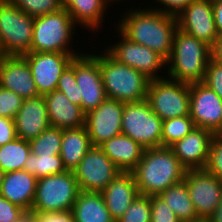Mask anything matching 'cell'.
Returning a JSON list of instances; mask_svg holds the SVG:
<instances>
[{"label":"cell","mask_w":222,"mask_h":222,"mask_svg":"<svg viewBox=\"0 0 222 222\" xmlns=\"http://www.w3.org/2000/svg\"><path fill=\"white\" fill-rule=\"evenodd\" d=\"M213 17L218 35H222V0H212Z\"/></svg>","instance_id":"obj_44"},{"label":"cell","mask_w":222,"mask_h":222,"mask_svg":"<svg viewBox=\"0 0 222 222\" xmlns=\"http://www.w3.org/2000/svg\"><path fill=\"white\" fill-rule=\"evenodd\" d=\"M24 170L37 179L66 171L60 155L36 156L33 153L28 156Z\"/></svg>","instance_id":"obj_30"},{"label":"cell","mask_w":222,"mask_h":222,"mask_svg":"<svg viewBox=\"0 0 222 222\" xmlns=\"http://www.w3.org/2000/svg\"><path fill=\"white\" fill-rule=\"evenodd\" d=\"M76 53L29 52L22 57L27 61L39 95L56 90L59 78L71 64Z\"/></svg>","instance_id":"obj_11"},{"label":"cell","mask_w":222,"mask_h":222,"mask_svg":"<svg viewBox=\"0 0 222 222\" xmlns=\"http://www.w3.org/2000/svg\"><path fill=\"white\" fill-rule=\"evenodd\" d=\"M186 168L170 147L144 149L137 167L132 171L139 194L159 195L184 180Z\"/></svg>","instance_id":"obj_2"},{"label":"cell","mask_w":222,"mask_h":222,"mask_svg":"<svg viewBox=\"0 0 222 222\" xmlns=\"http://www.w3.org/2000/svg\"><path fill=\"white\" fill-rule=\"evenodd\" d=\"M101 77L107 98L123 103L146 99L150 79L114 59L106 50L98 55Z\"/></svg>","instance_id":"obj_4"},{"label":"cell","mask_w":222,"mask_h":222,"mask_svg":"<svg viewBox=\"0 0 222 222\" xmlns=\"http://www.w3.org/2000/svg\"><path fill=\"white\" fill-rule=\"evenodd\" d=\"M14 123L16 136L26 141L37 138L50 127L44 96L24 99Z\"/></svg>","instance_id":"obj_20"},{"label":"cell","mask_w":222,"mask_h":222,"mask_svg":"<svg viewBox=\"0 0 222 222\" xmlns=\"http://www.w3.org/2000/svg\"><path fill=\"white\" fill-rule=\"evenodd\" d=\"M124 104L115 99L106 98L97 108L85 115V127L92 146H100L122 133L121 119Z\"/></svg>","instance_id":"obj_16"},{"label":"cell","mask_w":222,"mask_h":222,"mask_svg":"<svg viewBox=\"0 0 222 222\" xmlns=\"http://www.w3.org/2000/svg\"><path fill=\"white\" fill-rule=\"evenodd\" d=\"M106 5L111 6L107 0H72L65 9L75 24L95 32L102 26Z\"/></svg>","instance_id":"obj_27"},{"label":"cell","mask_w":222,"mask_h":222,"mask_svg":"<svg viewBox=\"0 0 222 222\" xmlns=\"http://www.w3.org/2000/svg\"><path fill=\"white\" fill-rule=\"evenodd\" d=\"M146 100L162 120L190 115L189 84L167 79L150 80Z\"/></svg>","instance_id":"obj_8"},{"label":"cell","mask_w":222,"mask_h":222,"mask_svg":"<svg viewBox=\"0 0 222 222\" xmlns=\"http://www.w3.org/2000/svg\"><path fill=\"white\" fill-rule=\"evenodd\" d=\"M210 222H222V198L214 213L209 217Z\"/></svg>","instance_id":"obj_46"},{"label":"cell","mask_w":222,"mask_h":222,"mask_svg":"<svg viewBox=\"0 0 222 222\" xmlns=\"http://www.w3.org/2000/svg\"><path fill=\"white\" fill-rule=\"evenodd\" d=\"M34 17L10 0H0V56H22L31 52Z\"/></svg>","instance_id":"obj_5"},{"label":"cell","mask_w":222,"mask_h":222,"mask_svg":"<svg viewBox=\"0 0 222 222\" xmlns=\"http://www.w3.org/2000/svg\"><path fill=\"white\" fill-rule=\"evenodd\" d=\"M30 153L29 141L16 137L13 141L0 146V169L5 173L24 170Z\"/></svg>","instance_id":"obj_29"},{"label":"cell","mask_w":222,"mask_h":222,"mask_svg":"<svg viewBox=\"0 0 222 222\" xmlns=\"http://www.w3.org/2000/svg\"><path fill=\"white\" fill-rule=\"evenodd\" d=\"M194 128L196 126L190 115L164 120L162 123L161 146H172L189 134Z\"/></svg>","instance_id":"obj_31"},{"label":"cell","mask_w":222,"mask_h":222,"mask_svg":"<svg viewBox=\"0 0 222 222\" xmlns=\"http://www.w3.org/2000/svg\"><path fill=\"white\" fill-rule=\"evenodd\" d=\"M16 137L14 120L0 117V146L13 141Z\"/></svg>","instance_id":"obj_43"},{"label":"cell","mask_w":222,"mask_h":222,"mask_svg":"<svg viewBox=\"0 0 222 222\" xmlns=\"http://www.w3.org/2000/svg\"><path fill=\"white\" fill-rule=\"evenodd\" d=\"M23 98L0 86V117L13 119L22 106Z\"/></svg>","instance_id":"obj_37"},{"label":"cell","mask_w":222,"mask_h":222,"mask_svg":"<svg viewBox=\"0 0 222 222\" xmlns=\"http://www.w3.org/2000/svg\"><path fill=\"white\" fill-rule=\"evenodd\" d=\"M75 26L77 25L65 8L35 17L31 52L75 53L69 47Z\"/></svg>","instance_id":"obj_6"},{"label":"cell","mask_w":222,"mask_h":222,"mask_svg":"<svg viewBox=\"0 0 222 222\" xmlns=\"http://www.w3.org/2000/svg\"><path fill=\"white\" fill-rule=\"evenodd\" d=\"M109 3H112V1L113 2H116V0L114 1V0H107ZM117 1H119V0H117Z\"/></svg>","instance_id":"obj_51"},{"label":"cell","mask_w":222,"mask_h":222,"mask_svg":"<svg viewBox=\"0 0 222 222\" xmlns=\"http://www.w3.org/2000/svg\"><path fill=\"white\" fill-rule=\"evenodd\" d=\"M151 222H181L158 195L151 196Z\"/></svg>","instance_id":"obj_38"},{"label":"cell","mask_w":222,"mask_h":222,"mask_svg":"<svg viewBox=\"0 0 222 222\" xmlns=\"http://www.w3.org/2000/svg\"><path fill=\"white\" fill-rule=\"evenodd\" d=\"M162 123L146 99L124 104L121 119L122 133L143 148L161 146Z\"/></svg>","instance_id":"obj_9"},{"label":"cell","mask_w":222,"mask_h":222,"mask_svg":"<svg viewBox=\"0 0 222 222\" xmlns=\"http://www.w3.org/2000/svg\"><path fill=\"white\" fill-rule=\"evenodd\" d=\"M203 83L222 99V66L210 60L206 67Z\"/></svg>","instance_id":"obj_39"},{"label":"cell","mask_w":222,"mask_h":222,"mask_svg":"<svg viewBox=\"0 0 222 222\" xmlns=\"http://www.w3.org/2000/svg\"><path fill=\"white\" fill-rule=\"evenodd\" d=\"M190 118L196 127L222 133V99L203 82L189 84Z\"/></svg>","instance_id":"obj_15"},{"label":"cell","mask_w":222,"mask_h":222,"mask_svg":"<svg viewBox=\"0 0 222 222\" xmlns=\"http://www.w3.org/2000/svg\"><path fill=\"white\" fill-rule=\"evenodd\" d=\"M34 222H75L71 210L63 212H34Z\"/></svg>","instance_id":"obj_41"},{"label":"cell","mask_w":222,"mask_h":222,"mask_svg":"<svg viewBox=\"0 0 222 222\" xmlns=\"http://www.w3.org/2000/svg\"><path fill=\"white\" fill-rule=\"evenodd\" d=\"M37 178L25 170L5 173L0 195L10 202L31 210L35 198Z\"/></svg>","instance_id":"obj_23"},{"label":"cell","mask_w":222,"mask_h":222,"mask_svg":"<svg viewBox=\"0 0 222 222\" xmlns=\"http://www.w3.org/2000/svg\"><path fill=\"white\" fill-rule=\"evenodd\" d=\"M91 147L85 126L63 129L60 156L66 171H74Z\"/></svg>","instance_id":"obj_25"},{"label":"cell","mask_w":222,"mask_h":222,"mask_svg":"<svg viewBox=\"0 0 222 222\" xmlns=\"http://www.w3.org/2000/svg\"><path fill=\"white\" fill-rule=\"evenodd\" d=\"M25 210L0 195V222H15Z\"/></svg>","instance_id":"obj_40"},{"label":"cell","mask_w":222,"mask_h":222,"mask_svg":"<svg viewBox=\"0 0 222 222\" xmlns=\"http://www.w3.org/2000/svg\"><path fill=\"white\" fill-rule=\"evenodd\" d=\"M178 29L212 46L219 36L216 30L212 0H192L178 16Z\"/></svg>","instance_id":"obj_17"},{"label":"cell","mask_w":222,"mask_h":222,"mask_svg":"<svg viewBox=\"0 0 222 222\" xmlns=\"http://www.w3.org/2000/svg\"><path fill=\"white\" fill-rule=\"evenodd\" d=\"M101 193L106 207L115 221L123 216L139 195L132 172H120Z\"/></svg>","instance_id":"obj_21"},{"label":"cell","mask_w":222,"mask_h":222,"mask_svg":"<svg viewBox=\"0 0 222 222\" xmlns=\"http://www.w3.org/2000/svg\"><path fill=\"white\" fill-rule=\"evenodd\" d=\"M75 79L80 89L81 109L87 114L106 98L97 54L75 56Z\"/></svg>","instance_id":"obj_13"},{"label":"cell","mask_w":222,"mask_h":222,"mask_svg":"<svg viewBox=\"0 0 222 222\" xmlns=\"http://www.w3.org/2000/svg\"><path fill=\"white\" fill-rule=\"evenodd\" d=\"M120 172L99 146H92L73 171L84 192H102Z\"/></svg>","instance_id":"obj_10"},{"label":"cell","mask_w":222,"mask_h":222,"mask_svg":"<svg viewBox=\"0 0 222 222\" xmlns=\"http://www.w3.org/2000/svg\"><path fill=\"white\" fill-rule=\"evenodd\" d=\"M211 60V46L177 29L170 57L166 60L169 79L193 84L203 82Z\"/></svg>","instance_id":"obj_3"},{"label":"cell","mask_w":222,"mask_h":222,"mask_svg":"<svg viewBox=\"0 0 222 222\" xmlns=\"http://www.w3.org/2000/svg\"><path fill=\"white\" fill-rule=\"evenodd\" d=\"M48 118L52 127L70 129L85 126V113L79 105L72 103L68 97L54 90L44 95Z\"/></svg>","instance_id":"obj_22"},{"label":"cell","mask_w":222,"mask_h":222,"mask_svg":"<svg viewBox=\"0 0 222 222\" xmlns=\"http://www.w3.org/2000/svg\"><path fill=\"white\" fill-rule=\"evenodd\" d=\"M163 5L164 7L152 8L154 10L163 12L171 16H178L187 6L191 3L192 0H156ZM159 8V9H158Z\"/></svg>","instance_id":"obj_42"},{"label":"cell","mask_w":222,"mask_h":222,"mask_svg":"<svg viewBox=\"0 0 222 222\" xmlns=\"http://www.w3.org/2000/svg\"><path fill=\"white\" fill-rule=\"evenodd\" d=\"M117 31L121 40L106 48V51L117 61L136 69L150 80L163 79L158 72L166 67V59L156 51L130 41L119 30Z\"/></svg>","instance_id":"obj_12"},{"label":"cell","mask_w":222,"mask_h":222,"mask_svg":"<svg viewBox=\"0 0 222 222\" xmlns=\"http://www.w3.org/2000/svg\"><path fill=\"white\" fill-rule=\"evenodd\" d=\"M184 222H210L209 218H197L195 220H189V221H184Z\"/></svg>","instance_id":"obj_48"},{"label":"cell","mask_w":222,"mask_h":222,"mask_svg":"<svg viewBox=\"0 0 222 222\" xmlns=\"http://www.w3.org/2000/svg\"><path fill=\"white\" fill-rule=\"evenodd\" d=\"M0 86L23 99L39 96L30 67L22 56H0Z\"/></svg>","instance_id":"obj_19"},{"label":"cell","mask_w":222,"mask_h":222,"mask_svg":"<svg viewBox=\"0 0 222 222\" xmlns=\"http://www.w3.org/2000/svg\"><path fill=\"white\" fill-rule=\"evenodd\" d=\"M15 222H34V212L25 210Z\"/></svg>","instance_id":"obj_47"},{"label":"cell","mask_w":222,"mask_h":222,"mask_svg":"<svg viewBox=\"0 0 222 222\" xmlns=\"http://www.w3.org/2000/svg\"><path fill=\"white\" fill-rule=\"evenodd\" d=\"M213 136L210 130L196 127L170 148L186 170L204 169Z\"/></svg>","instance_id":"obj_18"},{"label":"cell","mask_w":222,"mask_h":222,"mask_svg":"<svg viewBox=\"0 0 222 222\" xmlns=\"http://www.w3.org/2000/svg\"><path fill=\"white\" fill-rule=\"evenodd\" d=\"M183 181L198 217L209 218L222 198V180L205 169H196L187 170Z\"/></svg>","instance_id":"obj_14"},{"label":"cell","mask_w":222,"mask_h":222,"mask_svg":"<svg viewBox=\"0 0 222 222\" xmlns=\"http://www.w3.org/2000/svg\"><path fill=\"white\" fill-rule=\"evenodd\" d=\"M71 211L75 222H116L101 192L80 191Z\"/></svg>","instance_id":"obj_26"},{"label":"cell","mask_w":222,"mask_h":222,"mask_svg":"<svg viewBox=\"0 0 222 222\" xmlns=\"http://www.w3.org/2000/svg\"><path fill=\"white\" fill-rule=\"evenodd\" d=\"M72 0H60V3L63 8H65Z\"/></svg>","instance_id":"obj_50"},{"label":"cell","mask_w":222,"mask_h":222,"mask_svg":"<svg viewBox=\"0 0 222 222\" xmlns=\"http://www.w3.org/2000/svg\"><path fill=\"white\" fill-rule=\"evenodd\" d=\"M4 176H5V172L0 169V189L4 180Z\"/></svg>","instance_id":"obj_49"},{"label":"cell","mask_w":222,"mask_h":222,"mask_svg":"<svg viewBox=\"0 0 222 222\" xmlns=\"http://www.w3.org/2000/svg\"><path fill=\"white\" fill-rule=\"evenodd\" d=\"M31 17L55 13L63 9L60 0H10Z\"/></svg>","instance_id":"obj_34"},{"label":"cell","mask_w":222,"mask_h":222,"mask_svg":"<svg viewBox=\"0 0 222 222\" xmlns=\"http://www.w3.org/2000/svg\"><path fill=\"white\" fill-rule=\"evenodd\" d=\"M140 9H129L118 21V30L130 41L156 51L167 60L178 29L176 17L151 8Z\"/></svg>","instance_id":"obj_1"},{"label":"cell","mask_w":222,"mask_h":222,"mask_svg":"<svg viewBox=\"0 0 222 222\" xmlns=\"http://www.w3.org/2000/svg\"><path fill=\"white\" fill-rule=\"evenodd\" d=\"M116 222H151V196L137 195L123 216Z\"/></svg>","instance_id":"obj_33"},{"label":"cell","mask_w":222,"mask_h":222,"mask_svg":"<svg viewBox=\"0 0 222 222\" xmlns=\"http://www.w3.org/2000/svg\"><path fill=\"white\" fill-rule=\"evenodd\" d=\"M80 192L73 171L41 177L37 180L33 212H63L72 210Z\"/></svg>","instance_id":"obj_7"},{"label":"cell","mask_w":222,"mask_h":222,"mask_svg":"<svg viewBox=\"0 0 222 222\" xmlns=\"http://www.w3.org/2000/svg\"><path fill=\"white\" fill-rule=\"evenodd\" d=\"M56 90L64 93L72 103L81 107L82 97L75 79V57L59 78Z\"/></svg>","instance_id":"obj_35"},{"label":"cell","mask_w":222,"mask_h":222,"mask_svg":"<svg viewBox=\"0 0 222 222\" xmlns=\"http://www.w3.org/2000/svg\"><path fill=\"white\" fill-rule=\"evenodd\" d=\"M211 60L222 66V35H219L211 46Z\"/></svg>","instance_id":"obj_45"},{"label":"cell","mask_w":222,"mask_h":222,"mask_svg":"<svg viewBox=\"0 0 222 222\" xmlns=\"http://www.w3.org/2000/svg\"><path fill=\"white\" fill-rule=\"evenodd\" d=\"M204 169L222 180V133L214 134L210 143L208 161Z\"/></svg>","instance_id":"obj_36"},{"label":"cell","mask_w":222,"mask_h":222,"mask_svg":"<svg viewBox=\"0 0 222 222\" xmlns=\"http://www.w3.org/2000/svg\"><path fill=\"white\" fill-rule=\"evenodd\" d=\"M158 196L169 205V209L176 214L181 222L199 218L184 181L170 186Z\"/></svg>","instance_id":"obj_28"},{"label":"cell","mask_w":222,"mask_h":222,"mask_svg":"<svg viewBox=\"0 0 222 222\" xmlns=\"http://www.w3.org/2000/svg\"><path fill=\"white\" fill-rule=\"evenodd\" d=\"M99 147L121 172H132L141 160L145 149L123 133L110 138Z\"/></svg>","instance_id":"obj_24"},{"label":"cell","mask_w":222,"mask_h":222,"mask_svg":"<svg viewBox=\"0 0 222 222\" xmlns=\"http://www.w3.org/2000/svg\"><path fill=\"white\" fill-rule=\"evenodd\" d=\"M63 129L48 127L37 138L29 141L31 153L36 156L60 155Z\"/></svg>","instance_id":"obj_32"}]
</instances>
